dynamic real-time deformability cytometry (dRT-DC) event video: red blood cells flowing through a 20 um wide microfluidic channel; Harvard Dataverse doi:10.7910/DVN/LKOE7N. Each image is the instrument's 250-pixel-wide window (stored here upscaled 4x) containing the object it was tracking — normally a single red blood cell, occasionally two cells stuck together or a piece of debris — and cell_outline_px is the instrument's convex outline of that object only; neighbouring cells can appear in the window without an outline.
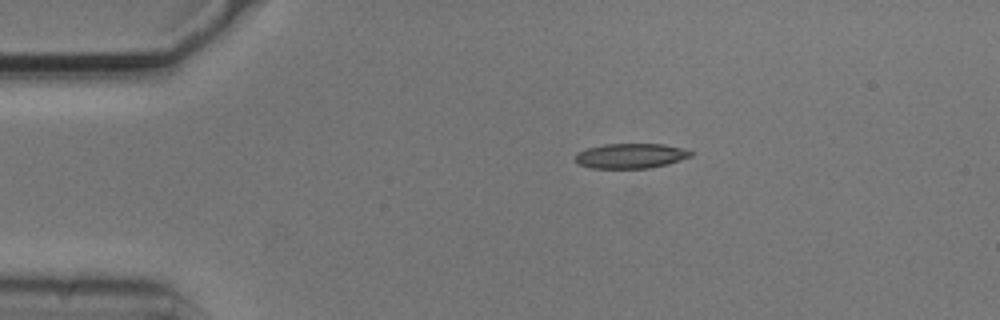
{"species": "common noctule bat (a hibernating species)", "species_latin": "Nyctalus noctula", "temperature_condition": "cold", "stored_images_in_passage": 13, "camera_frame_rate_fps": 3000, "um_per_image_px": 0.085, "animal": {"sex": "male", "body_mass_g": 20.5, "forearm_length_mm": 52.5}, "frame": {"image": 1, "passage_image": 13, "time_ms": 4.0, "image_size_px": [1000, 320], "cell_outline_px": [[692, 156], [668, 164], [648, 168], [592, 168], [576, 164], [572, 160], [576, 152], [588, 148], [604, 144], [664, 144], [684, 148], [692, 152]], "centroid_in_image_um": [53.55, 13.25], "position_along_channel_um": 31.4, "area_um2": 16.99}}